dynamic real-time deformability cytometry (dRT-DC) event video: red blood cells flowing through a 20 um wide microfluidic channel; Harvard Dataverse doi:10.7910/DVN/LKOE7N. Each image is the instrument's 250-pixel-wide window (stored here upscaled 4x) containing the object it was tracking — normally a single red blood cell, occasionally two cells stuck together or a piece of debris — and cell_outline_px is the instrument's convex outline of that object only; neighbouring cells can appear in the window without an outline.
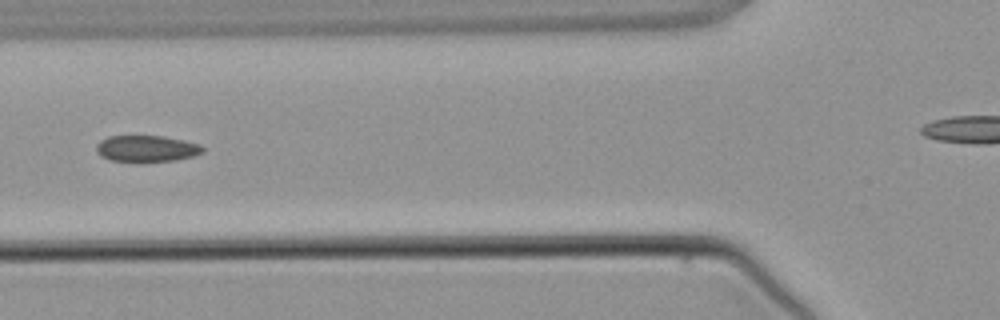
{"species": "common noctule bat (a hibernating species)", "species_latin": "Nyctalus noctula", "temperature_condition": "warm", "stored_images_in_passage": 3, "camera_frame_rate_fps": 3000, "um_per_image_px": 0.085, "animal": {"sex": "male", "body_mass_g": 21.5, "forearm_length_mm": 52.0}, "frame": {"image": 1, "passage_image": 3, "time_ms": 3.333, "image_size_px": [1000, 320], "cell_outline_px": [[204, 152], [192, 156], [176, 160], [108, 160], [100, 156], [96, 152], [96, 144], [100, 140], [108, 136], [160, 136], [184, 140], [200, 144], [204, 148]], "centroid_in_image_um": [12.44, 12.61], "position_along_channel_um": 113.4, "area_um2": 16.07}}